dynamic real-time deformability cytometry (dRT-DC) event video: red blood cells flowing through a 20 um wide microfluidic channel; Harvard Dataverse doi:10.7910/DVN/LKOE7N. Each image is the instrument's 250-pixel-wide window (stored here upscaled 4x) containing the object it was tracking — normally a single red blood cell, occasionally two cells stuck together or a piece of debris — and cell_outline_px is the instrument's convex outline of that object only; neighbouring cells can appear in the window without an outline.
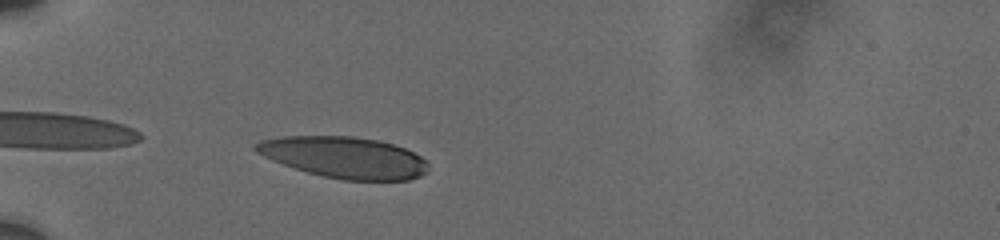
{"species": "human", "species_latin": "Homo sapiens", "temperature_condition": "cold", "stored_images_in_passage": 8, "camera_frame_rate_fps": 3000, "um_per_image_px": 0.085, "donor": {"sex": "male"}, "frame": {"image": 1, "passage_image": 4, "time_ms": 2.667, "image_size_px": [1000, 240], "cell_outline_px": [[428, 172], [420, 176], [408, 180], [344, 180], [324, 176], [308, 172], [272, 160], [256, 152], [252, 148], [252, 144], [260, 140], [284, 136], [352, 136], [376, 140], [396, 144], [420, 156], [428, 164]], "centroid_in_image_um": [29.26, 13.37], "position_along_channel_um": 55.7, "area_um2": 41.44}}
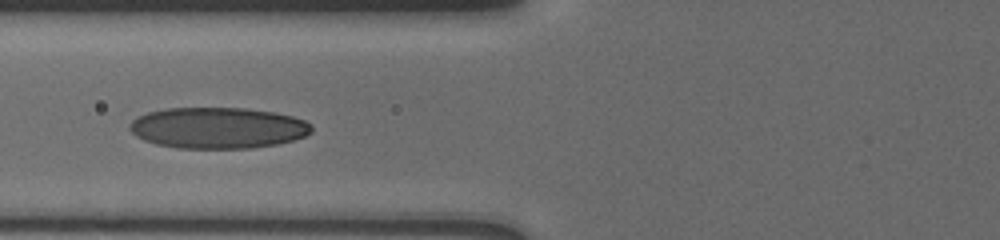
{"frame": {"image": 2, "passage_image": 6, "time_ms": 4.667, "image_size_px": [1000, 240], "cell_outline_px": [[312, 132], [304, 136], [292, 140], [276, 144], [252, 148], [176, 148], [156, 144], [144, 140], [136, 136], [128, 128], [128, 124], [136, 116], [148, 112], [164, 108], [248, 108], [272, 112], [292, 116], [304, 120], [312, 124]], "centroid_in_image_um": [18.48, 10.86], "position_along_channel_um": 107.3, "area_um2": 43.81}}
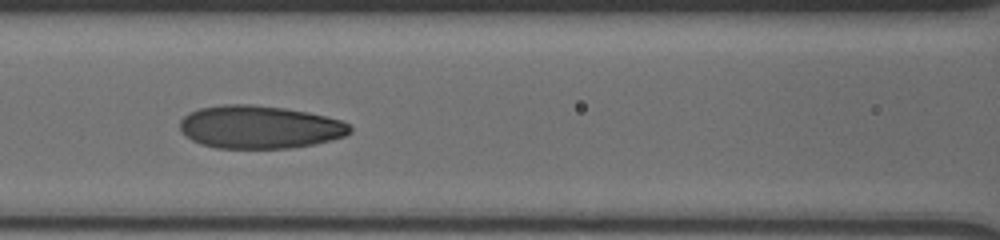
{"frame": {"image": 3, "passage_image": 7, "time_ms": 5.667, "image_size_px": [1000, 240], "cell_outline_px": [[352, 132], [344, 136], [332, 140], [312, 144], [288, 148], [216, 148], [200, 144], [192, 140], [180, 128], [180, 120], [184, 116], [200, 108], [224, 104], [252, 104], [284, 108], [308, 112], [340, 120], [348, 124], [352, 128]], "centroid_in_image_um": [22.07, 10.8], "position_along_channel_um": 144.5, "area_um2": 42.37}}